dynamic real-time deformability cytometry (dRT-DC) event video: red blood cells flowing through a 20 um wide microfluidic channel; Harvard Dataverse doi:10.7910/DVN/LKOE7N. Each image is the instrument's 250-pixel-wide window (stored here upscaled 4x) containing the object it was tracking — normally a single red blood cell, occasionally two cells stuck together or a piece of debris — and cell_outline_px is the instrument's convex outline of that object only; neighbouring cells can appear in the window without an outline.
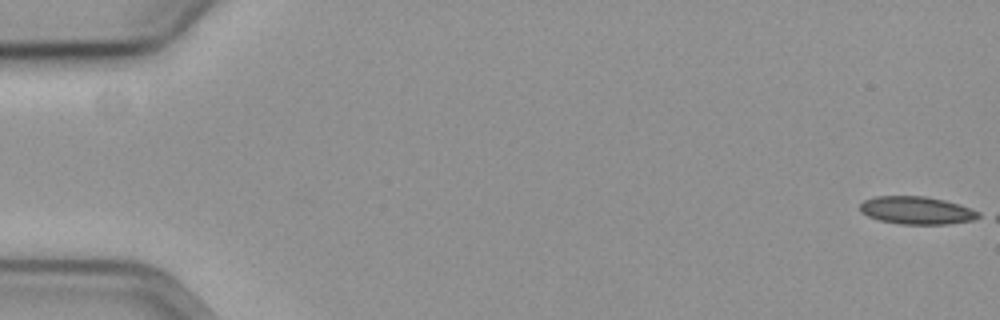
{"species": "common noctule bat (a hibernating species)", "species_latin": "Nyctalus noctula", "temperature_condition": "cold", "stored_images_in_passage": 8, "camera_frame_rate_fps": 3000, "um_per_image_px": 0.085, "animal": {"sex": "female", "body_mass_g": 19.3, "forearm_length_mm": 54.1}, "frame": {"image": 1, "passage_image": 1, "time_ms": 0.0, "image_size_px": [1000, 320], "cell_outline_px": [[980, 216], [972, 220], [948, 224], [900, 224], [880, 220], [868, 216], [860, 212], [860, 204], [864, 200], [872, 196], [924, 196], [944, 200], [960, 204], [972, 208], [980, 212]], "centroid_in_image_um": [77.91, 17.87], "position_along_channel_um": 7.1, "area_um2": 19.25}}